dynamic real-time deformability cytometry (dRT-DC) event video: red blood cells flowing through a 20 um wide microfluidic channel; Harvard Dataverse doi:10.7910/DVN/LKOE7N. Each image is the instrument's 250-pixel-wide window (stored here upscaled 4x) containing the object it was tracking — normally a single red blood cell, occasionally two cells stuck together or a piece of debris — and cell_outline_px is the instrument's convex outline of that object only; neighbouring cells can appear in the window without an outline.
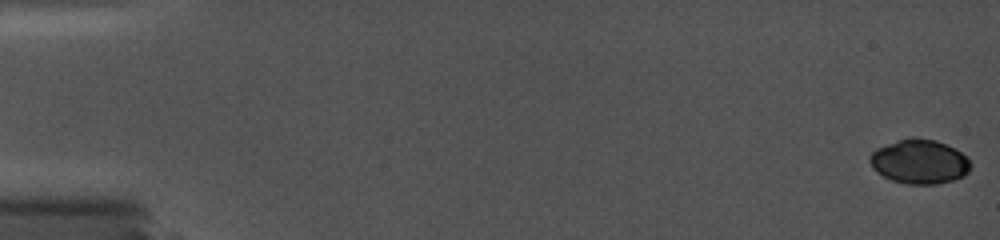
{"species": "common noctule bat (a hibernating species)", "species_latin": "Nyctalus noctula", "temperature_condition": "cold", "stored_images_in_passage": 19, "camera_frame_rate_fps": 5000, "um_per_image_px": 0.085, "animal": {"sex": "female", "body_mass_g": 19.0, "forearm_length_mm": 56.7}, "frame": {"image": 1, "passage_image": 1, "time_ms": 0.0, "image_size_px": [1000, 240], "cell_outline_px": [[972, 164], [968, 172], [964, 176], [952, 180], [936, 184], [908, 184], [892, 180], [884, 176], [872, 168], [868, 160], [868, 156], [876, 148], [912, 136], [916, 136], [936, 140], [960, 152]], "centroid_in_image_um": [78.13, 13.73], "position_along_channel_um": 6.9, "area_um2": 25.95}}
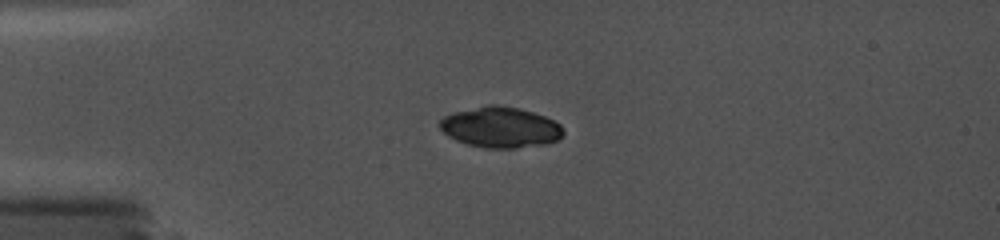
{"frame": {"image": 2, "passage_image": 16, "time_ms": 4.6, "image_size_px": [1000, 240], "cell_outline_px": [[564, 132], [556, 140], [544, 144], [516, 148], [484, 148], [468, 144], [456, 140], [448, 136], [440, 128], [440, 120], [444, 116], [452, 112], [488, 104], [500, 104], [520, 108], [544, 116], [560, 124], [564, 128]], "centroid_in_image_um": [42.52, 10.8], "position_along_channel_um": 42.5, "area_um2": 29.36}}